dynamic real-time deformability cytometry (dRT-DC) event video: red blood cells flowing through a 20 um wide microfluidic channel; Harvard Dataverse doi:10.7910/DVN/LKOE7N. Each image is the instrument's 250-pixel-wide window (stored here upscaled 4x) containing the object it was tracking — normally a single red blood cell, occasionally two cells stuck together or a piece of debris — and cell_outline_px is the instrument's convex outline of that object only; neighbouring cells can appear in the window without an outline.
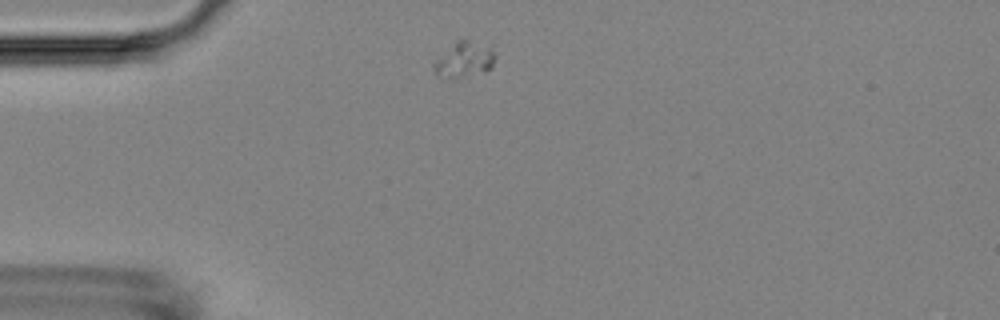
{"species": "Egyptian fruit bat (a non-hibernating species)", "species_latin": "Rousettus aegyptiacus", "temperature_condition": "room temperature", "stored_images_in_passage": 4, "camera_frame_rate_fps": 3000, "um_per_image_px": 0.085, "animal": {"sex": "female"}, "frame": {"image": 1, "passage_image": 1, "time_ms": 0.0, "image_size_px": [1000, 320], "cell_outline_px": [[496, 56], [492, 68], [484, 72], [444, 80], [436, 76], [432, 68], [432, 64], [436, 60], [460, 40], [468, 40], [492, 44]], "centroid_in_image_um": [39.51, 5.1], "position_along_channel_um": 45.5, "area_um2": 12.89}}
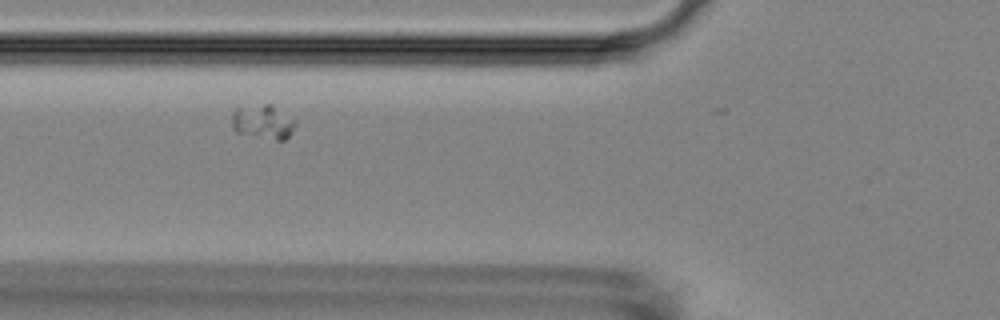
{"frame": {"image": 2, "passage_image": 3, "time_ms": 2.333, "image_size_px": [1000, 320], "cell_outline_px": [[296, 124], [292, 132], [284, 140], [276, 140], [236, 132], [232, 128], [232, 112], [236, 104], [272, 104], [296, 120]], "centroid_in_image_um": [22.31, 10.31], "position_along_channel_um": 103.5, "area_um2": 13.12}}
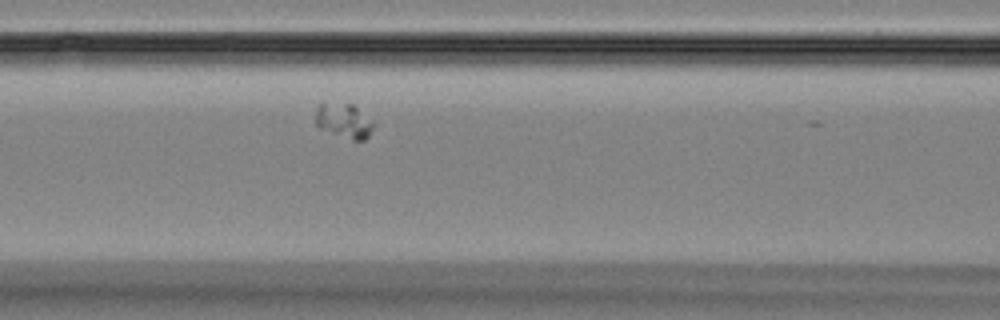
{"frame": {"image": 3, "passage_image": 4, "time_ms": 3.333, "image_size_px": [1000, 320], "cell_outline_px": [[376, 124], [368, 136], [364, 140], [352, 140], [320, 128], [316, 124], [316, 108], [320, 100], [324, 100], [352, 104], [372, 120]], "centroid_in_image_um": [29.21, 10.21], "position_along_channel_um": 137.4, "area_um2": 12.02}}